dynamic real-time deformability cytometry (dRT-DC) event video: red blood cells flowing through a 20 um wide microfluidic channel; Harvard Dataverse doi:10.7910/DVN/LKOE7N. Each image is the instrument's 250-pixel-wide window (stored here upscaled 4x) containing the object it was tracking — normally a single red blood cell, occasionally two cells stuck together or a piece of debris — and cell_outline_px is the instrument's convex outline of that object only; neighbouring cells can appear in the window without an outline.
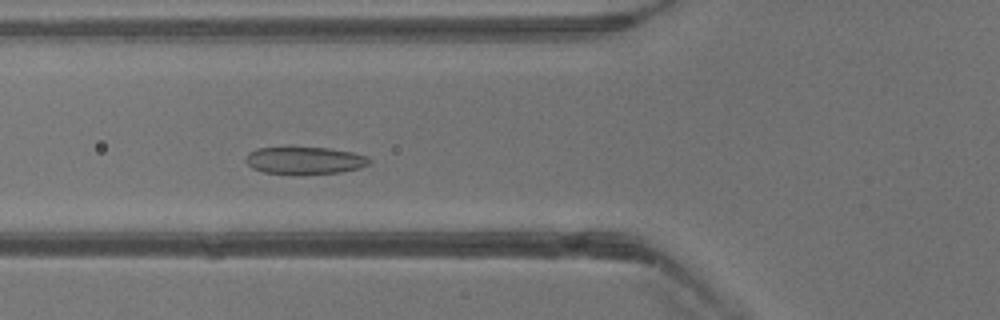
{"species": "common noctule bat (a hibernating species)", "species_latin": "Nyctalus noctula", "temperature_condition": "warm", "stored_images_in_passage": 39, "camera_frame_rate_fps": 3000, "um_per_image_px": 0.085, "animal": {"sex": "male", "body_mass_g": 13.3}, "frame": {"image": 1, "passage_image": 14, "time_ms": 4.333, "image_size_px": [1000, 320], "cell_outline_px": [[372, 160], [368, 164], [360, 168], [340, 172], [264, 172], [252, 168], [244, 160], [248, 152], [256, 148], [292, 144], [328, 148], [352, 152], [368, 156]], "centroid_in_image_um": [25.86, 13.55], "position_along_channel_um": 99.9, "area_um2": 20.0}}
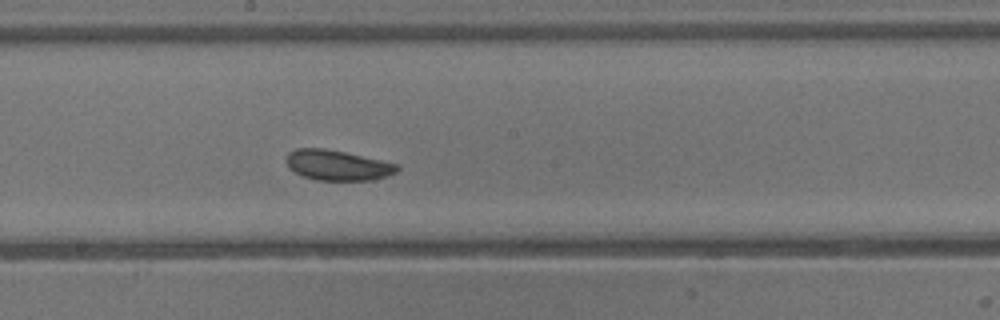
{"frame": {"image": 2, "passage_image": 21, "time_ms": 6.667, "image_size_px": [1000, 320], "cell_outline_px": [[400, 168], [396, 172], [372, 180], [316, 180], [300, 176], [288, 168], [284, 160], [288, 152], [296, 148], [324, 148], [344, 152], [380, 160], [396, 164]], "centroid_in_image_um": [28.59, 14.04], "position_along_channel_um": 219.6, "area_um2": 19.59}}
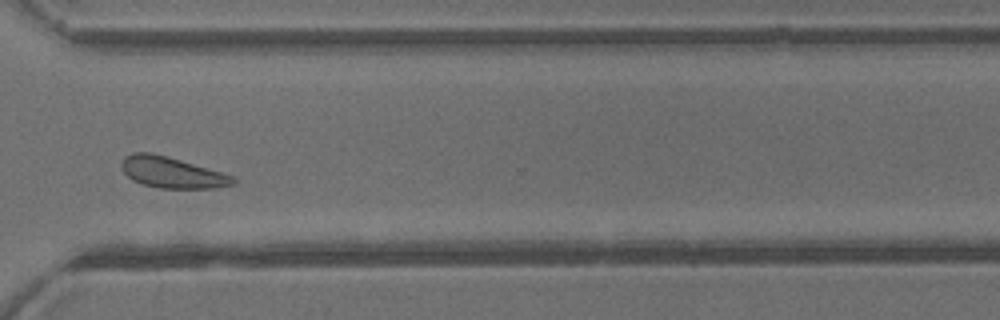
{"frame": {"image": 3, "passage_image": 29, "time_ms": 9.333, "image_size_px": [1000, 320], "cell_outline_px": [[236, 184], [212, 188], [160, 188], [144, 184], [132, 180], [120, 168], [120, 160], [124, 156], [132, 152], [152, 152], [236, 176]], "centroid_in_image_um": [14.59, 14.65], "position_along_channel_um": 356.0, "area_um2": 20.29}}